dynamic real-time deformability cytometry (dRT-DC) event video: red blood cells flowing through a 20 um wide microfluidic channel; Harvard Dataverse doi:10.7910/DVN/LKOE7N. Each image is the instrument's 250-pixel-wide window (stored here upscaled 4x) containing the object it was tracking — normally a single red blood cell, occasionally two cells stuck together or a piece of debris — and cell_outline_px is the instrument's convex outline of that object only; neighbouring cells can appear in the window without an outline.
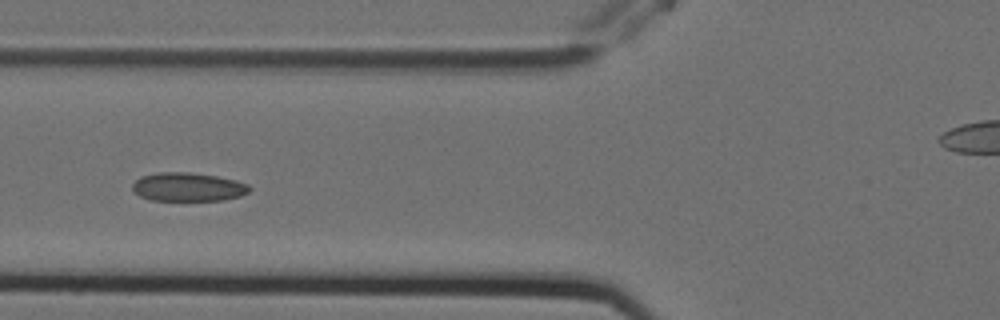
{"species": "Egyptian fruit bat (a non-hibernating species)", "species_latin": "Rousettus aegyptiacus", "temperature_condition": "cold", "stored_images_in_passage": 4, "camera_frame_rate_fps": 3000, "um_per_image_px": 0.085, "animal": {"sex": "female"}, "frame": {"image": 1, "passage_image": 4, "time_ms": 1.0, "image_size_px": [1000, 320], "cell_outline_px": [[252, 188], [248, 192], [240, 196], [224, 200], [148, 200], [140, 196], [132, 188], [132, 184], [140, 176], [160, 172], [188, 172], [216, 176], [236, 180], [248, 184]], "centroid_in_image_um": [15.98, 15.89], "position_along_channel_um": 109.8, "area_um2": 19.54}}